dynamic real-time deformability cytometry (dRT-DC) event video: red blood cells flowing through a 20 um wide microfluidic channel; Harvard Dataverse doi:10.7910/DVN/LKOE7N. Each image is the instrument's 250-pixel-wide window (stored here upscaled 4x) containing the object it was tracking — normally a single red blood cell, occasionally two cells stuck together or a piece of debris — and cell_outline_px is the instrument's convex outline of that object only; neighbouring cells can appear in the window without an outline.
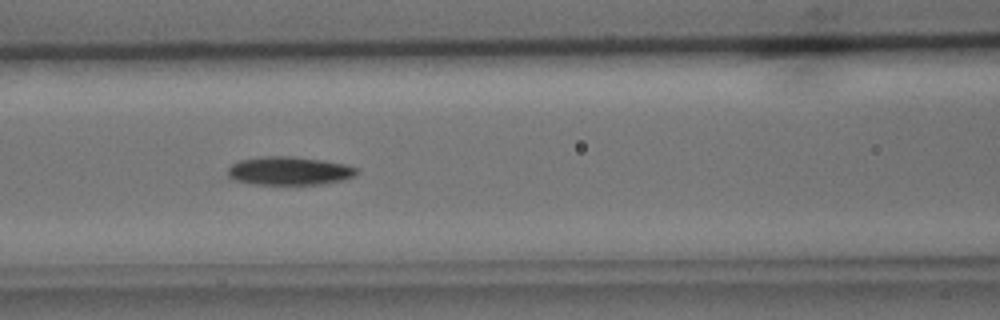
{"species": "common noctule bat (a hibernating species)", "species_latin": "Nyctalus noctula", "temperature_condition": "cold", "stored_images_in_passage": 8, "camera_frame_rate_fps": 3000, "um_per_image_px": 0.085, "animal": {"sex": "male", "body_mass_g": 15.6}, "frame": {"image": 1, "passage_image": 6, "time_ms": 6.667, "image_size_px": [1000, 320], "cell_outline_px": [[360, 172], [356, 176], [344, 180], [320, 184], [252, 184], [232, 180], [228, 176], [228, 168], [232, 164], [240, 160], [260, 156], [292, 156], [320, 160], [344, 164], [356, 168]], "centroid_in_image_um": [24.57, 14.52], "position_along_channel_um": 142.0, "area_um2": 21.44}}
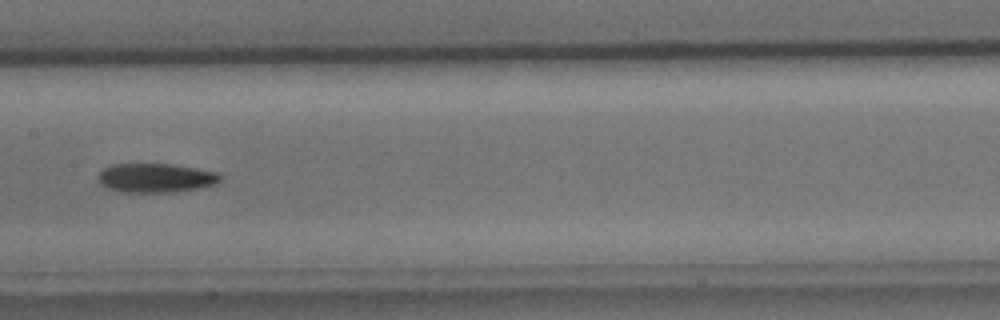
{"frame": {"image": 2, "passage_image": 7, "time_ms": 8.0, "image_size_px": [1000, 320], "cell_outline_px": [[224, 176], [216, 184], [200, 188], [172, 192], [120, 192], [108, 188], [100, 184], [100, 172], [104, 168], [112, 164], [168, 164], [196, 168], [216, 172]], "centroid_in_image_um": [13.27, 15.13], "position_along_channel_um": 194.1, "area_um2": 20.63}}
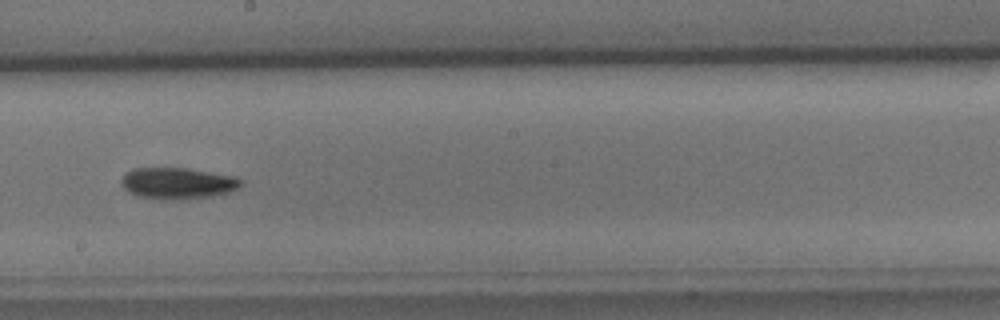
{"frame": {"image": 3, "passage_image": 8, "time_ms": 9.0, "image_size_px": [1000, 320], "cell_outline_px": [[244, 180], [240, 188], [232, 192], [212, 196], [180, 200], [164, 200], [136, 196], [128, 192], [124, 188], [120, 180], [124, 172], [136, 168], [188, 168], [236, 176]], "centroid_in_image_um": [15.13, 15.58], "position_along_channel_um": 233.1, "area_um2": 22.43}}